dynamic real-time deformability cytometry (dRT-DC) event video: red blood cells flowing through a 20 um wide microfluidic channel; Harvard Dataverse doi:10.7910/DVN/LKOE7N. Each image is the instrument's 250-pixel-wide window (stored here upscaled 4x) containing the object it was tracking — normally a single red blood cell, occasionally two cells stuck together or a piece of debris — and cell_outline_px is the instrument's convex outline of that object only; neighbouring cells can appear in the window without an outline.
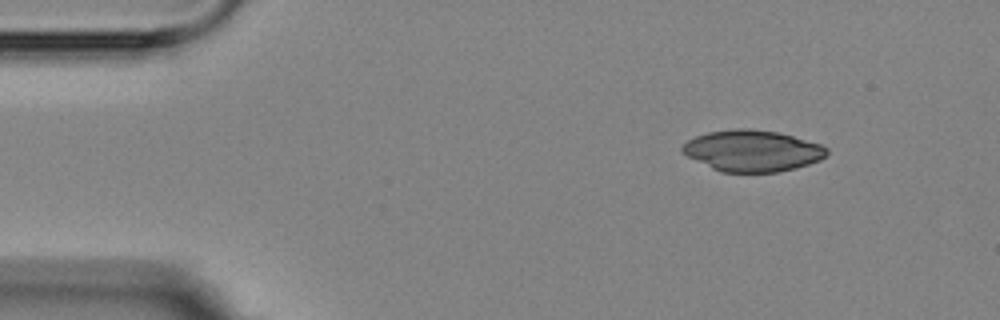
{"species": "Egyptian fruit bat (a non-hibernating species)", "species_latin": "Rousettus aegyptiacus", "temperature_condition": "room temperature", "stored_images_in_passage": 3, "camera_frame_rate_fps": 3000, "um_per_image_px": 0.085, "animal": {"sex": "female"}, "frame": {"image": 1, "passage_image": 1, "time_ms": 0.0, "image_size_px": [1000, 320], "cell_outline_px": [[828, 152], [820, 160], [796, 168], [776, 172], [720, 172], [688, 156], [680, 148], [688, 140], [696, 136], [708, 132], [736, 128], [748, 128], [776, 132], [792, 136], [820, 144], [828, 148]], "centroid_in_image_um": [63.95, 12.81], "position_along_channel_um": 21.0, "area_um2": 34.45}}